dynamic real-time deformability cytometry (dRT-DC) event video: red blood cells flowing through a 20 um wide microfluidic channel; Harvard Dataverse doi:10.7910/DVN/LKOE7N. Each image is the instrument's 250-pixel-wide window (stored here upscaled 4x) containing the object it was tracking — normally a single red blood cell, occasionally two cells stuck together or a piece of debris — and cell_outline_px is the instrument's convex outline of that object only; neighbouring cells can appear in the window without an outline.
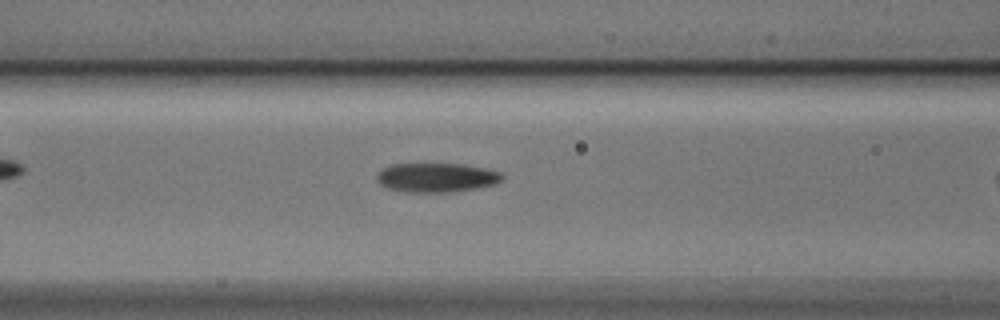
{"species": "Egyptian fruit bat (a non-hibernating species)", "species_latin": "Rousettus aegyptiacus", "temperature_condition": "cold", "stored_images_in_passage": 9, "camera_frame_rate_fps": 3000, "um_per_image_px": 0.085, "animal": {"sex": "male"}, "frame": {"image": 1, "passage_image": 8, "time_ms": 2.333, "image_size_px": [1000, 320], "cell_outline_px": [[504, 176], [500, 180], [492, 184], [476, 188], [448, 192], [408, 192], [388, 188], [380, 184], [376, 180], [376, 176], [384, 168], [392, 164], [464, 164], [484, 168], [500, 172]], "centroid_in_image_um": [37.08, 15.09], "position_along_channel_um": 129.5, "area_um2": 21.04}}